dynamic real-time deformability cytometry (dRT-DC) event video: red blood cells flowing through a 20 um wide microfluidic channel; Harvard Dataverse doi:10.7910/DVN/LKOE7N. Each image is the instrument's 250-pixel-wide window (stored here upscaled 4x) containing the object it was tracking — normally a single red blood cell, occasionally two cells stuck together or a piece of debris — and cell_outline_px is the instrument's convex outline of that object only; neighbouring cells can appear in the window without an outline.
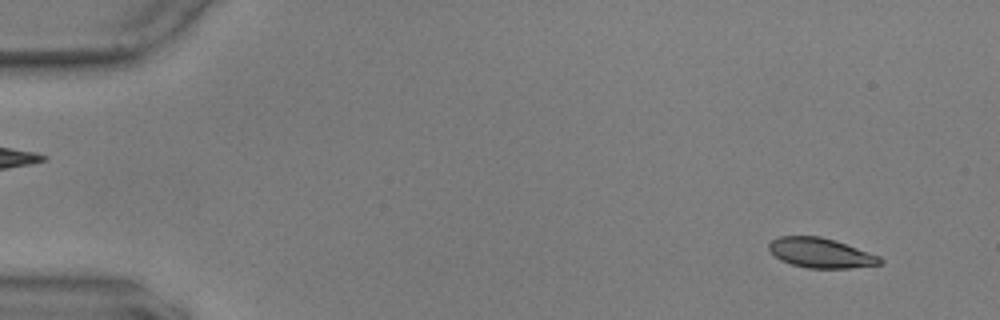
{"species": "common noctule bat (a hibernating species)", "species_latin": "Nyctalus noctula", "temperature_condition": "warm", "stored_images_in_passage": 12, "camera_frame_rate_fps": 3000, "um_per_image_px": 0.085, "animal": {"sex": "male", "body_mass_g": 17.9, "forearm_length_mm": 54.2}, "frame": {"image": 1, "passage_image": 4, "time_ms": 1.0, "image_size_px": [1000, 320], "cell_outline_px": [[884, 260], [880, 264], [848, 268], [808, 268], [792, 264], [780, 260], [768, 248], [768, 244], [772, 240], [780, 236], [820, 236], [836, 240], [880, 256]], "centroid_in_image_um": [69.77, 21.49], "position_along_channel_um": 15.2, "area_um2": 19.25}}